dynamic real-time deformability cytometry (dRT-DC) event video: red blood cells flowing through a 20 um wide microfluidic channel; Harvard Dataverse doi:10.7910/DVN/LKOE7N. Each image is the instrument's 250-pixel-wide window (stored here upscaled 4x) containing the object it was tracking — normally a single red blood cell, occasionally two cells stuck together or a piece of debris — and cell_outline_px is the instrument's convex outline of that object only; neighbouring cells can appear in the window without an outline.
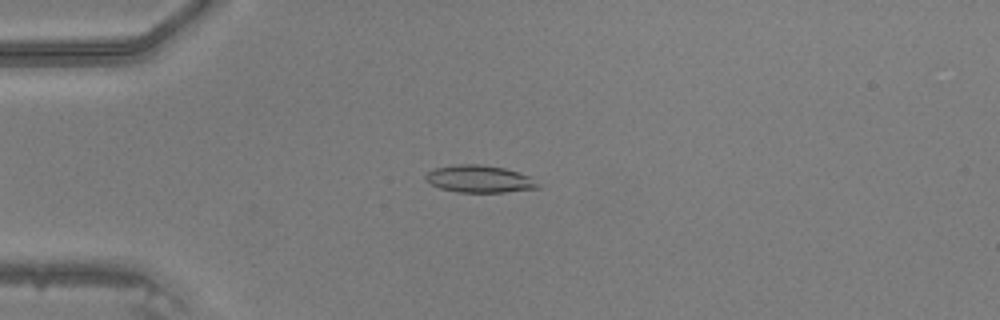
{"species": "common noctule bat (a hibernating species)", "species_latin": "Nyctalus noctula", "temperature_condition": "warm", "stored_images_in_passage": 47, "camera_frame_rate_fps": 3000, "um_per_image_px": 0.085, "animal": {"sex": "male", "body_mass_g": 20.5, "forearm_length_mm": 52.5}, "frame": {"image": 1, "passage_image": 12, "time_ms": 3.667, "image_size_px": [1000, 320], "cell_outline_px": [[540, 188], [504, 192], [456, 192], [440, 188], [432, 184], [424, 176], [428, 172], [436, 168], [452, 164], [480, 164], [504, 168], [532, 176]], "centroid_in_image_um": [40.77, 15.2], "position_along_channel_um": 44.2, "area_um2": 17.8}}
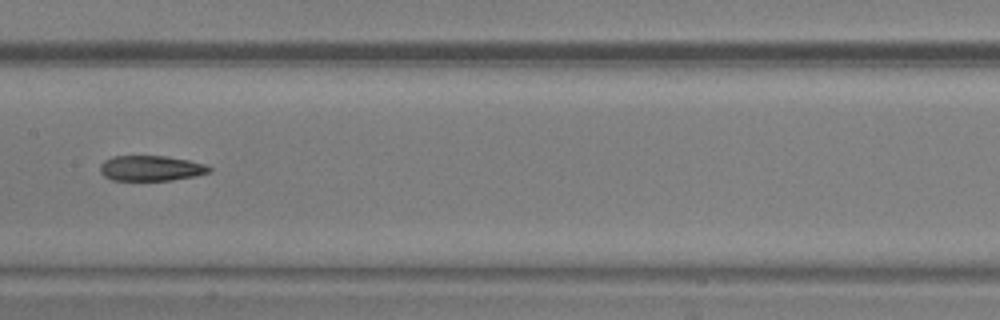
{"frame": {"image": 2, "passage_image": 24, "time_ms": 7.667, "image_size_px": [1000, 320], "cell_outline_px": [[212, 172], [196, 176], [172, 180], [112, 180], [104, 176], [100, 172], [100, 164], [104, 160], [112, 156], [168, 156], [188, 160], [204, 164], [212, 168]], "centroid_in_image_um": [12.84, 14.3], "position_along_channel_um": 194.6, "area_um2": 16.24}}
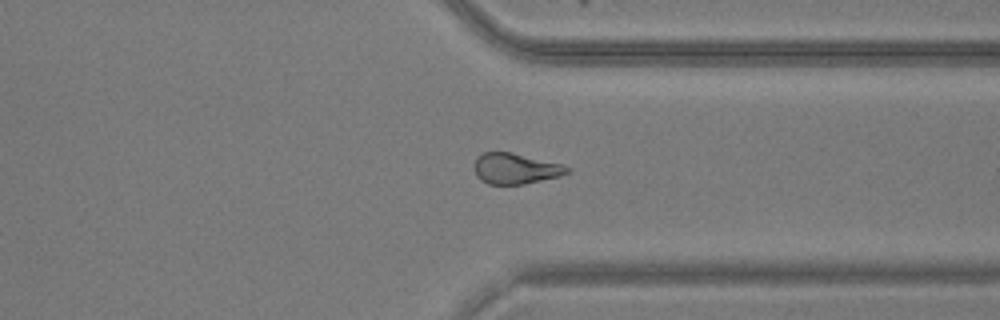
{"frame": {"image": 3, "passage_image": 36, "time_ms": 11.667, "image_size_px": [1000, 320], "cell_outline_px": [[572, 168], [568, 172], [560, 176], [524, 184], [488, 184], [480, 180], [476, 176], [476, 156], [484, 152], [512, 152], [564, 164]], "centroid_in_image_um": [43.85, 14.32], "position_along_channel_um": 367.6, "area_um2": 16.7}}